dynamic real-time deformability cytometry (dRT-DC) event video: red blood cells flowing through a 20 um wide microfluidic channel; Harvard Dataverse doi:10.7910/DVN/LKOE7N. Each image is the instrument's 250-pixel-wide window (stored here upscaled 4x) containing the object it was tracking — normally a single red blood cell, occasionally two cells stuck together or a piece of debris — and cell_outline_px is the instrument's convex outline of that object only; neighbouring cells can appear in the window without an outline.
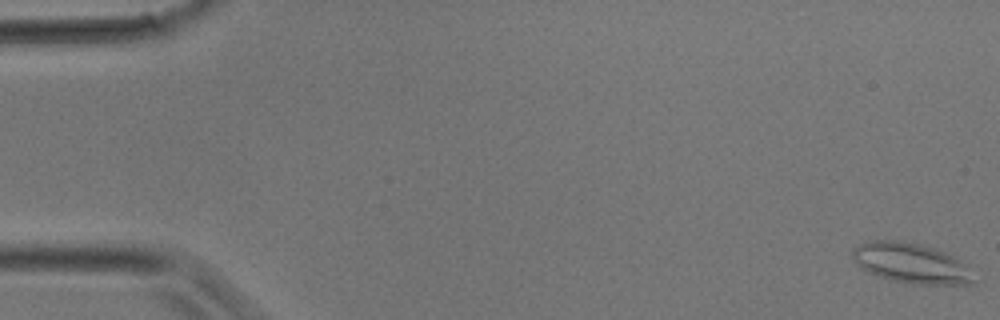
{"species": "common noctule bat (a hibernating species)", "species_latin": "Nyctalus noctula", "temperature_condition": "room temperature", "stored_images_in_passage": 37, "camera_frame_rate_fps": 3000, "um_per_image_px": 0.085, "animal": {"sex": "male", "body_mass_g": 17.9}, "frame": {"image": 1, "passage_image": 1, "time_ms": 0.0, "image_size_px": [1000, 320], "cell_outline_px": [[976, 284], [912, 284], [880, 276], [860, 268], [856, 264], [852, 256], [852, 248], [868, 240], [896, 240], [920, 244], [936, 248], [952, 256], [976, 280]], "centroid_in_image_um": [77.36, 22.35], "position_along_channel_um": 7.6, "area_um2": 27.8}}
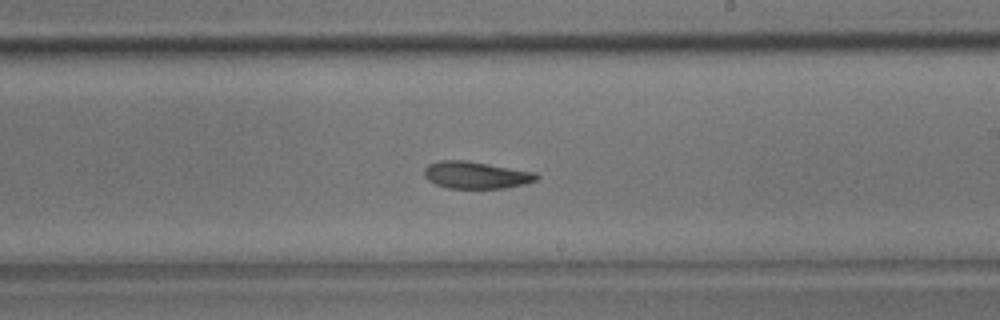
{"frame": {"image": 2, "passage_image": 22, "time_ms": 7.0, "image_size_px": [1000, 320], "cell_outline_px": [[540, 176], [536, 180], [524, 184], [508, 188], [448, 188], [436, 184], [428, 180], [424, 176], [424, 168], [428, 164], [440, 160], [464, 160], [536, 172]], "centroid_in_image_um": [40.46, 14.88], "position_along_channel_um": 248.5, "area_um2": 17.74}}
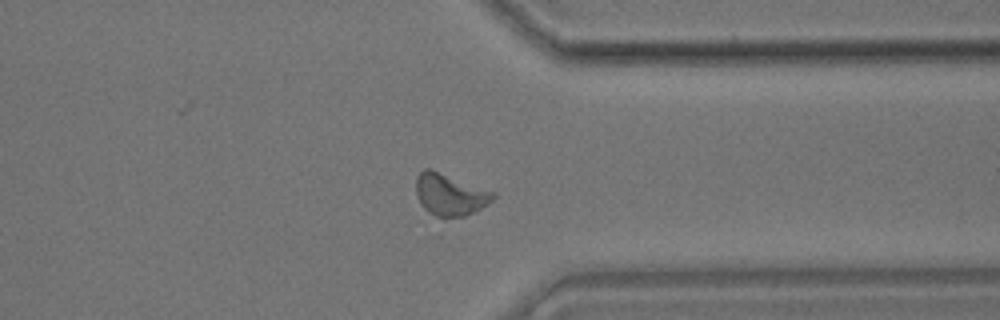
{"frame": {"image": 3, "passage_image": 29, "time_ms": 9.333, "image_size_px": [1000, 320], "cell_outline_px": [[496, 196], [488, 204], [464, 216], [436, 216], [428, 212], [420, 204], [416, 196], [416, 176], [424, 168], [432, 168], [496, 192]], "centroid_in_image_um": [38.23, 16.5], "position_along_channel_um": 373.2, "area_um2": 18.96}}